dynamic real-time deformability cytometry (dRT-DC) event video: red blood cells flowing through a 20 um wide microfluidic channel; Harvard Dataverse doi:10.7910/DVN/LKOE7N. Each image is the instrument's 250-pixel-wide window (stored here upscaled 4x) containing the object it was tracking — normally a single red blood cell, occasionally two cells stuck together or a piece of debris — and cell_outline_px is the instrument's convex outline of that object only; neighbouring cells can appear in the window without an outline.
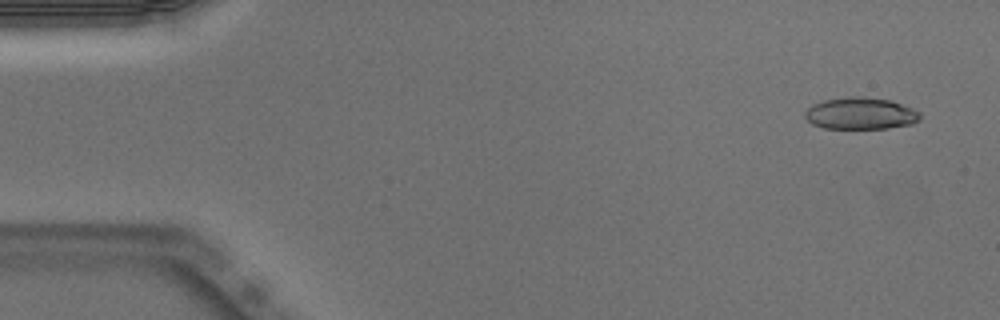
{"species": "Egyptian fruit bat (a non-hibernating species)", "species_latin": "Rousettus aegyptiacus", "temperature_condition": "warm", "stored_images_in_passage": 50, "camera_frame_rate_fps": 3000, "um_per_image_px": 0.085, "animal": {"sex": "male"}, "frame": {"image": 1, "passage_image": 3, "time_ms": 0.667, "image_size_px": [1000, 320], "cell_outline_px": [[920, 120], [912, 124], [888, 128], [824, 128], [812, 124], [804, 116], [804, 112], [812, 104], [824, 100], [848, 96], [864, 96], [892, 100], [912, 108], [920, 112]], "centroid_in_image_um": [73.15, 9.63], "position_along_channel_um": 11.8, "area_um2": 21.56}}
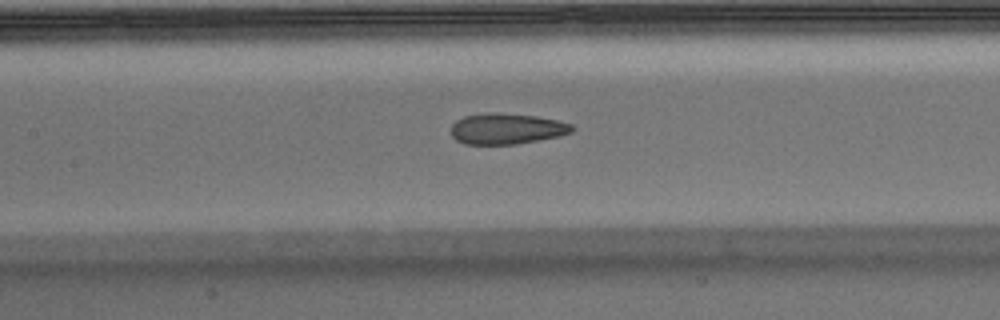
{"frame": {"image": 2, "passage_image": 23, "time_ms": 7.333, "image_size_px": [1000, 320], "cell_outline_px": [[572, 132], [560, 136], [540, 140], [516, 144], [464, 144], [456, 140], [452, 136], [452, 124], [456, 120], [464, 116], [484, 112], [500, 112], [536, 116], [556, 120], [572, 124]], "centroid_in_image_um": [43.05, 10.93], "position_along_channel_um": 164.4, "area_um2": 21.91}}
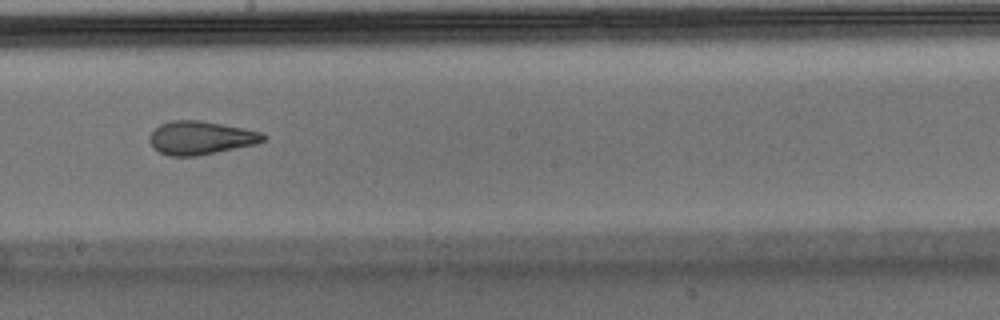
{"frame": {"image": 3, "passage_image": 28, "time_ms": 9.0, "image_size_px": [1000, 320], "cell_outline_px": [[268, 136], [264, 140], [256, 144], [196, 156], [168, 156], [152, 148], [148, 140], [152, 132], [160, 124], [172, 120], [200, 120], [244, 128], [260, 132]], "centroid_in_image_um": [17.04, 11.71], "position_along_channel_um": 231.2, "area_um2": 22.14}, "authors_computed_cell_mechanics": {"area_um2": 22.542, "velocity_mm_per_s": 4.0106, "shape_relaxation_time_tau1_ms": null, "shape_relaxation_time_tau2_ms": 1.5328, "deformation_change_tau1": null, "deformation_change_tau2": 0.0914}}